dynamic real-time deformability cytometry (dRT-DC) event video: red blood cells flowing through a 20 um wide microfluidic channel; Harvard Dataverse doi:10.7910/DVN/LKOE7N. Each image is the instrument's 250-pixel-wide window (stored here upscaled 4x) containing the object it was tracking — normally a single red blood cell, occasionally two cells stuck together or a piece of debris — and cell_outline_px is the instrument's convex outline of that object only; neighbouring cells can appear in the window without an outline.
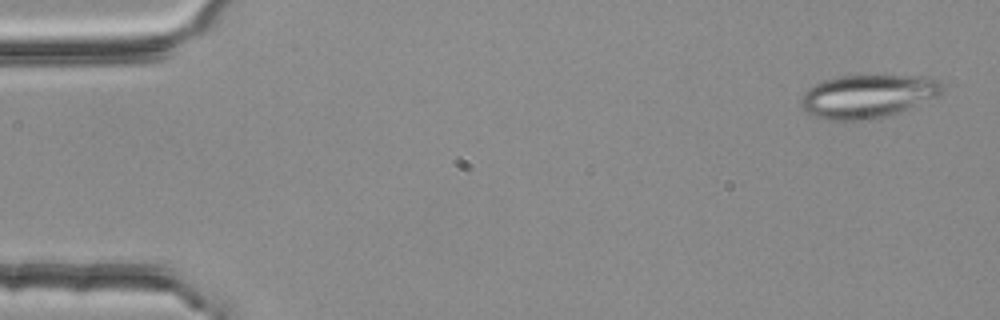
{"species": "common noctule bat (a hibernating species)", "species_latin": "Nyctalus noctula", "temperature_condition": "room temperature", "stored_images_in_passage": 4, "camera_frame_rate_fps": 3000, "um_per_image_px": 0.085, "animal": {"sex": "female", "body_mass_g": 25.1}, "frame": {"image": 1, "passage_image": 1, "time_ms": 0.0, "image_size_px": [1000, 320], "cell_outline_px": [[940, 92], [936, 96], [896, 112], [868, 120], [828, 120], [812, 116], [804, 108], [800, 100], [804, 92], [808, 88], [824, 80], [836, 76], [936, 76], [940, 80]], "centroid_in_image_um": [73.71, 8.16], "position_along_channel_um": 11.3, "area_um2": 35.03}}